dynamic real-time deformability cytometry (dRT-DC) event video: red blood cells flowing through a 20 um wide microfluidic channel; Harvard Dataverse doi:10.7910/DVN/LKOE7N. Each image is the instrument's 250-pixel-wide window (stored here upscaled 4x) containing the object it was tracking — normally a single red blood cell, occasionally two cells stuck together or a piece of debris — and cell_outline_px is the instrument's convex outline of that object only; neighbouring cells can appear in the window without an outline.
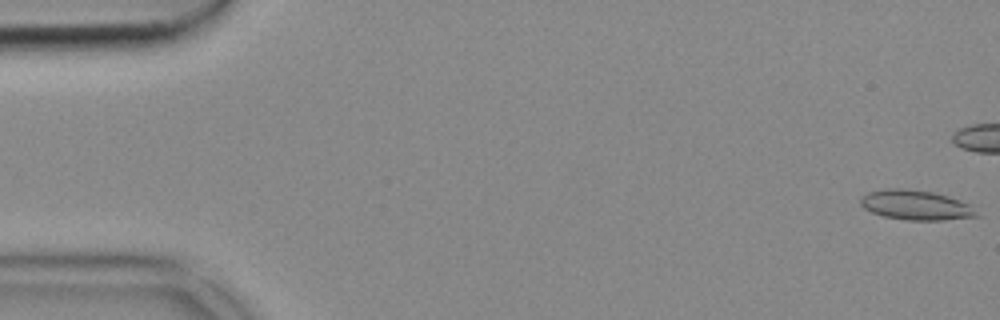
{"species": "common noctule bat (a hibernating species)", "species_latin": "Nyctalus noctula", "temperature_condition": "cold", "stored_images_in_passage": 43, "camera_frame_rate_fps": 3000, "um_per_image_px": 0.085, "animal": {"sex": "female", "body_mass_g": 18.4}, "frame": {"image": 1, "passage_image": 1, "time_ms": 0.0, "image_size_px": [1000, 320], "cell_outline_px": [[980, 216], [944, 220], [908, 220], [884, 216], [872, 212], [864, 208], [860, 204], [860, 200], [868, 192], [888, 188], [900, 188], [932, 192], [948, 196], [960, 200], [968, 204]], "centroid_in_image_um": [77.84, 17.43], "position_along_channel_um": 7.2, "area_um2": 19.88}}
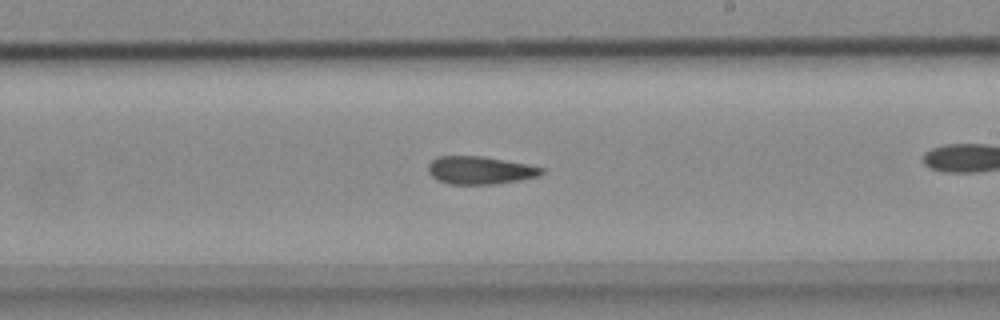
{"frame": {"image": 2, "passage_image": 31, "time_ms": 10.0, "image_size_px": [1000, 320], "cell_outline_px": [[544, 172], [540, 176], [520, 180], [496, 184], [448, 184], [436, 180], [428, 172], [428, 164], [436, 156], [484, 156], [544, 168]], "centroid_in_image_um": [40.77, 14.48], "position_along_channel_um": 248.2, "area_um2": 18.5}}
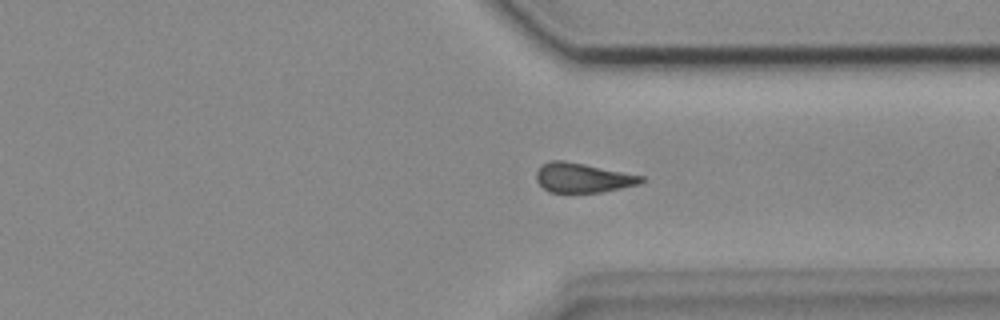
{"frame": {"image": 3, "passage_image": 40, "time_ms": 13.0, "image_size_px": [1000, 320], "cell_outline_px": [[644, 180], [640, 184], [600, 192], [548, 192], [536, 180], [536, 172], [548, 160], [564, 160], [644, 176]], "centroid_in_image_um": [49.52, 15.11], "position_along_channel_um": 361.9, "area_um2": 17.86}}